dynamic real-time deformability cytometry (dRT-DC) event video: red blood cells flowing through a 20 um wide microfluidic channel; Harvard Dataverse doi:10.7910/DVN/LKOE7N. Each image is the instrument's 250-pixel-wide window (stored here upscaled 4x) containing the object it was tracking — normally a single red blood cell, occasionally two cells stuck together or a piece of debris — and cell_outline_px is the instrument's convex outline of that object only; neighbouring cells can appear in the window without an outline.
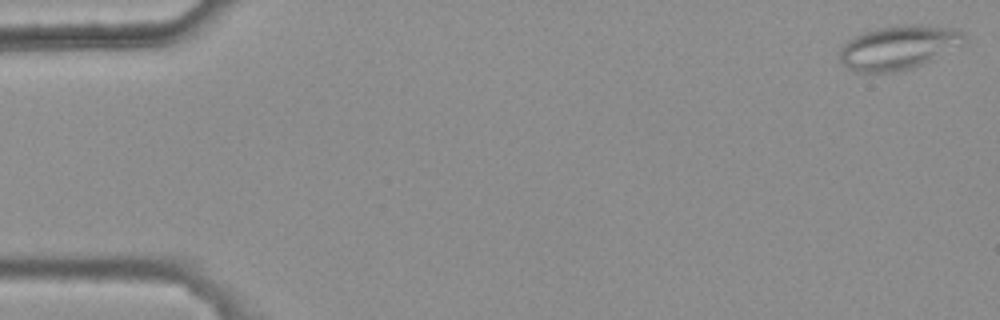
{"species": "common noctule bat (a hibernating species)", "species_latin": "Nyctalus noctula", "temperature_condition": "warm", "stored_images_in_passage": 49, "camera_frame_rate_fps": 3000, "um_per_image_px": 0.085, "animal": {"sex": "female", "body_mass_g": 25.1}, "frame": {"image": 1, "passage_image": 1, "time_ms": 0.0, "image_size_px": [1000, 320], "cell_outline_px": [[964, 44], [932, 60], [912, 68], [892, 72], [856, 72], [848, 68], [840, 60], [840, 48], [852, 36], [864, 32], [880, 28], [904, 24], [920, 24], [960, 28], [964, 32]], "centroid_in_image_um": [76.41, 4.01], "position_along_channel_um": 8.6, "area_um2": 32.14}}
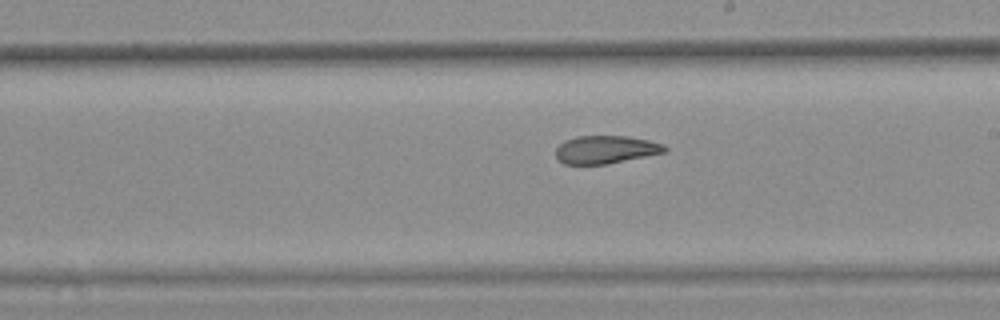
{"frame": {"image": 2, "passage_image": 31, "time_ms": 10.0, "image_size_px": [1000, 320], "cell_outline_px": [[668, 148], [664, 152], [608, 164], [564, 164], [556, 156], [556, 148], [564, 140], [576, 136], [628, 136], [648, 140], [664, 144]], "centroid_in_image_um": [51.47, 12.71], "position_along_channel_um": 237.5, "area_um2": 17.69}}
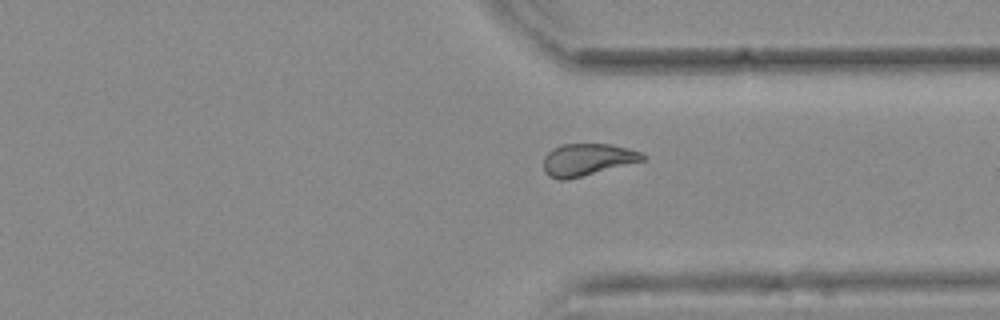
{"frame": {"image": 3, "passage_image": 41, "time_ms": 13.333, "image_size_px": [1000, 320], "cell_outline_px": [[648, 156], [644, 160], [564, 180], [560, 180], [548, 176], [544, 172], [544, 156], [552, 148], [560, 144], [608, 144], [628, 148], [640, 152]], "centroid_in_image_um": [49.89, 13.55], "position_along_channel_um": 361.5, "area_um2": 18.32}, "authors_computed_cell_mechanics": {"area_um2": 19.2474, "velocity_mm_per_s": 3.7025, "shape_relaxation_time_tau1_ms": null, "shape_relaxation_time_tau2_ms": 4.1332, "deformation_change_tau1": null, "deformation_change_tau2": 0.1203}}